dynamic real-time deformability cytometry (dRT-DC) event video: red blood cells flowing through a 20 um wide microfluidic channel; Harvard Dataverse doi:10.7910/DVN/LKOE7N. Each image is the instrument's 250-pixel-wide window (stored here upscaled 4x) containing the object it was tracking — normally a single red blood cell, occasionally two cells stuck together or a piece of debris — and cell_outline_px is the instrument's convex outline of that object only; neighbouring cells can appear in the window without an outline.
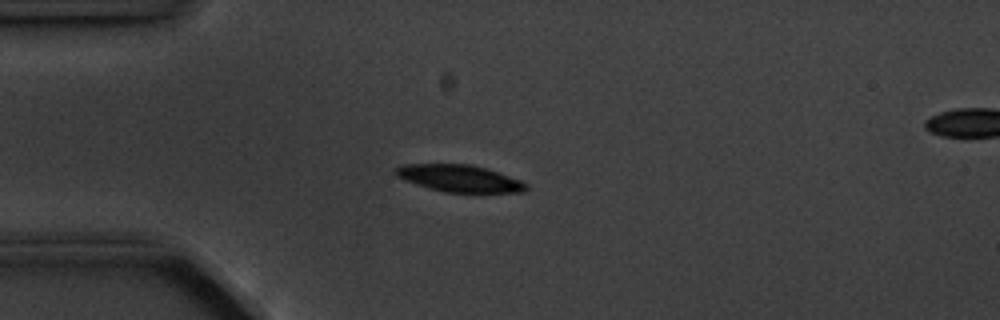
{"species": "common noctule bat (a hibernating species)", "species_latin": "Nyctalus noctula", "temperature_condition": "cold", "stored_images_in_passage": 6, "camera_frame_rate_fps": 3000, "um_per_image_px": 0.085, "animal": {"sex": "male", "body_mass_g": 20.1, "forearm_length_mm": 53.5}, "frame": {"image": 1, "passage_image": 4, "time_ms": 3.0, "image_size_px": [1000, 320], "cell_outline_px": [[528, 188], [524, 192], [444, 192], [428, 188], [404, 180], [396, 176], [392, 172], [392, 168], [400, 164], [472, 164], [520, 180], [528, 184]], "centroid_in_image_um": [38.97, 15.15], "position_along_channel_um": 46.0, "area_um2": 20.58}}
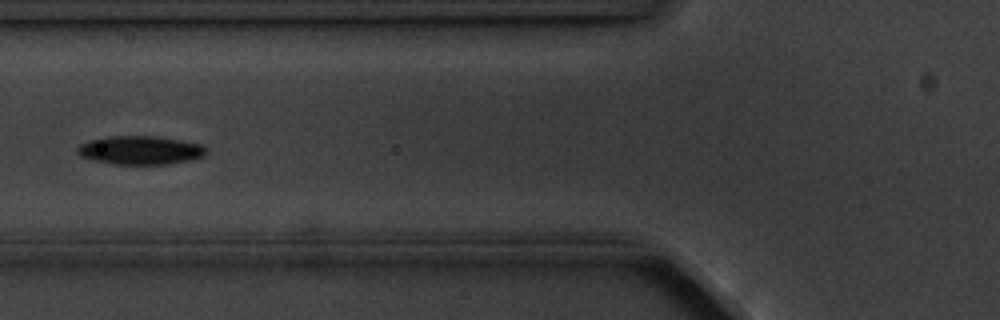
{"frame": {"image": 2, "passage_image": 6, "time_ms": 5.333, "image_size_px": [1000, 320], "cell_outline_px": [[208, 152], [204, 156], [188, 160], [168, 164], [112, 164], [92, 160], [80, 156], [76, 152], [76, 148], [80, 144], [88, 140], [104, 136], [156, 136], [180, 140], [200, 144], [208, 148]], "centroid_in_image_um": [11.89, 12.76], "position_along_channel_um": 113.9, "area_um2": 21.68}}